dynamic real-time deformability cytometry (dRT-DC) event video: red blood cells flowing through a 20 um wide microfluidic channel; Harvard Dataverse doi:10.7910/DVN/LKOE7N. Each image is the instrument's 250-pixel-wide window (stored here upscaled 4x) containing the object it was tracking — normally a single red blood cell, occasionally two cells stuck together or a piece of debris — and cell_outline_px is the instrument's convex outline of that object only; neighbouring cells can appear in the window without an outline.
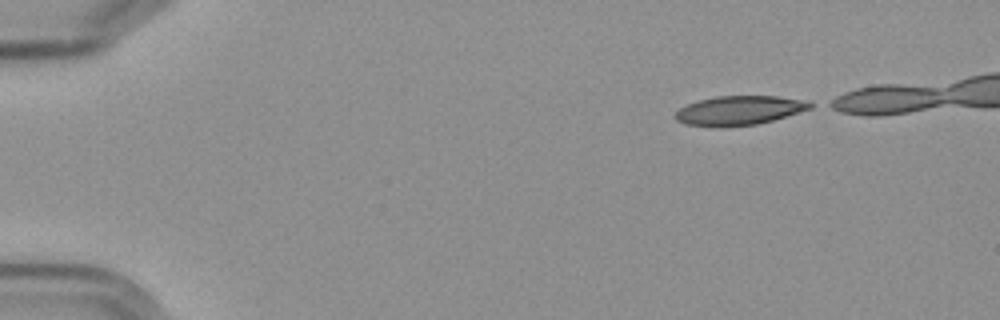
{"species": "Egyptian fruit bat (a non-hibernating species)", "species_latin": "Rousettus aegyptiacus", "temperature_condition": "cold", "stored_images_in_passage": 6, "segment_of_instrument_passage": [1, 2], "camera_frame_rate_fps": 3000, "um_per_image_px": 0.085, "frame": {"image": 1, "passage_image": 1, "time_ms": 0.0, "image_size_px": [1000, 320], "cell_outline_px": [[812, 108], [772, 120], [756, 124], [684, 124], [676, 120], [672, 116], [680, 108], [688, 104], [700, 100], [716, 96], [776, 96], [800, 100], [812, 104]], "centroid_in_image_um": [62.82, 9.34], "position_along_channel_um": 22.2, "area_um2": 21.79}}
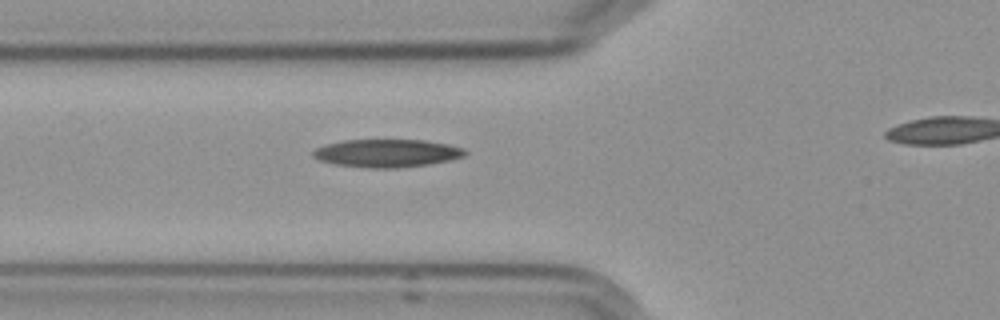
{"frame": {"image": 2, "passage_image": 5, "time_ms": 4.667, "image_size_px": [1000, 320], "cell_outline_px": [[468, 152], [464, 156], [448, 160], [428, 164], [396, 168], [368, 168], [336, 164], [320, 160], [312, 156], [312, 152], [316, 148], [324, 144], [344, 140], [424, 140], [448, 144], [464, 148]], "centroid_in_image_um": [32.88, 13.01], "position_along_channel_um": 92.9, "area_um2": 24.68}}